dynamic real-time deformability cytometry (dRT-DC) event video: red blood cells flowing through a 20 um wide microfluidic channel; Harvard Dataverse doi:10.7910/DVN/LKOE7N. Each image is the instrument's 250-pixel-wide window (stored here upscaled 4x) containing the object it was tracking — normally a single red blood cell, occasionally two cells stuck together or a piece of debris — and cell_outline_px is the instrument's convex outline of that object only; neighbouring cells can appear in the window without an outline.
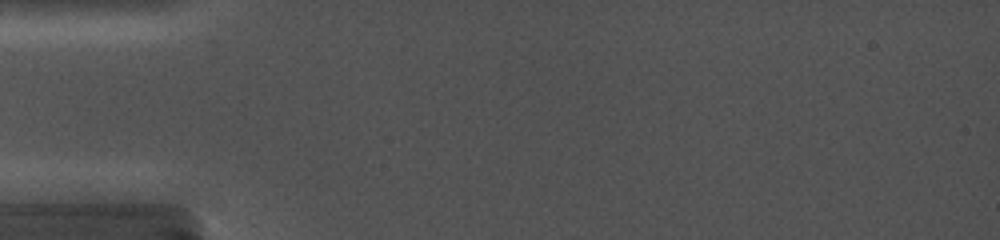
{"species": "common noctule bat (a hibernating species)", "species_latin": "Nyctalus noctula", "temperature_condition": "cold", "stored_images_in_passage": 5, "camera_frame_rate_fps": 5000, "um_per_image_px": 0.085, "animal": {"sex": "female", "body_mass_g": 19.0, "forearm_length_mm": 56.7}, "frame": {"image": 1, "passage_image": 2, "time_ms": 0.2, "image_size_px": [1000, 240], "cell_outline_px": [[968, 104], [964, 108], [932, 108], [860, 104], [836, 100], [840, 92], [936, 88]], "centroid_in_image_um": [76.84, 8.36], "position_along_channel_um": 8.2, "area_um2": 13.47}}